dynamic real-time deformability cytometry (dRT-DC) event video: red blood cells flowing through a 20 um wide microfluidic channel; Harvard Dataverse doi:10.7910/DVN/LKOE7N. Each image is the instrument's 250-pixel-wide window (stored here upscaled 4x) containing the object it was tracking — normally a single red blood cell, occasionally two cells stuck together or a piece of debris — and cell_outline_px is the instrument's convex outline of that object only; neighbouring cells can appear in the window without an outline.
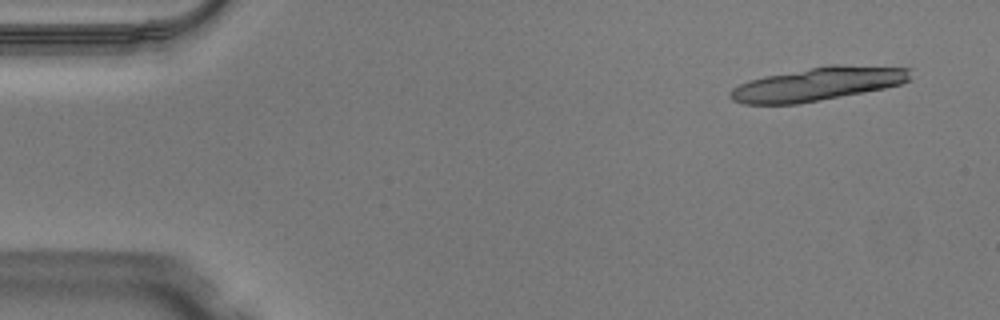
{"species": "Egyptian fruit bat (a non-hibernating species)", "species_latin": "Rousettus aegyptiacus", "temperature_condition": "warm", "stored_images_in_passage": 12, "camera_frame_rate_fps": 3000, "um_per_image_px": 0.085, "animal": {"sex": "male"}, "frame": {"image": 1, "passage_image": 1, "time_ms": 0.0, "image_size_px": [1000, 320], "cell_outline_px": [[912, 68], [908, 80], [900, 84], [884, 88], [796, 104], [744, 104], [732, 100], [728, 96], [728, 92], [732, 88], [748, 80], [764, 76], [828, 64], [840, 64]], "centroid_in_image_um": [69.46, 7.12], "position_along_channel_um": 15.5, "area_um2": 35.03}}